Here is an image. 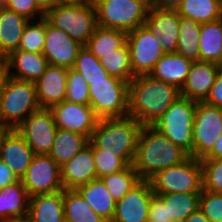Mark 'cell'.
I'll return each mask as SVG.
<instances>
[{"mask_svg":"<svg viewBox=\"0 0 222 222\" xmlns=\"http://www.w3.org/2000/svg\"><path fill=\"white\" fill-rule=\"evenodd\" d=\"M9 78V71L4 59H0V98L3 94L5 84Z\"/></svg>","mask_w":222,"mask_h":222,"instance_id":"48","label":"cell"},{"mask_svg":"<svg viewBox=\"0 0 222 222\" xmlns=\"http://www.w3.org/2000/svg\"><path fill=\"white\" fill-rule=\"evenodd\" d=\"M200 32V23L190 18L180 16L176 53L192 62L200 61Z\"/></svg>","mask_w":222,"mask_h":222,"instance_id":"30","label":"cell"},{"mask_svg":"<svg viewBox=\"0 0 222 222\" xmlns=\"http://www.w3.org/2000/svg\"><path fill=\"white\" fill-rule=\"evenodd\" d=\"M222 134V108L197 102L193 124V152L197 160L205 158Z\"/></svg>","mask_w":222,"mask_h":222,"instance_id":"10","label":"cell"},{"mask_svg":"<svg viewBox=\"0 0 222 222\" xmlns=\"http://www.w3.org/2000/svg\"><path fill=\"white\" fill-rule=\"evenodd\" d=\"M61 222H71V221L64 218Z\"/></svg>","mask_w":222,"mask_h":222,"instance_id":"58","label":"cell"},{"mask_svg":"<svg viewBox=\"0 0 222 222\" xmlns=\"http://www.w3.org/2000/svg\"><path fill=\"white\" fill-rule=\"evenodd\" d=\"M176 11L179 16L202 24L222 18V3L219 0H183Z\"/></svg>","mask_w":222,"mask_h":222,"instance_id":"33","label":"cell"},{"mask_svg":"<svg viewBox=\"0 0 222 222\" xmlns=\"http://www.w3.org/2000/svg\"><path fill=\"white\" fill-rule=\"evenodd\" d=\"M18 180L10 168L0 159V189Z\"/></svg>","mask_w":222,"mask_h":222,"instance_id":"46","label":"cell"},{"mask_svg":"<svg viewBox=\"0 0 222 222\" xmlns=\"http://www.w3.org/2000/svg\"><path fill=\"white\" fill-rule=\"evenodd\" d=\"M218 73L217 63L206 61L193 62L185 83L180 89V96L196 102H204Z\"/></svg>","mask_w":222,"mask_h":222,"instance_id":"21","label":"cell"},{"mask_svg":"<svg viewBox=\"0 0 222 222\" xmlns=\"http://www.w3.org/2000/svg\"><path fill=\"white\" fill-rule=\"evenodd\" d=\"M101 65L109 75L131 82L135 76L131 65L130 51L125 42L119 49L105 55L101 60Z\"/></svg>","mask_w":222,"mask_h":222,"instance_id":"35","label":"cell"},{"mask_svg":"<svg viewBox=\"0 0 222 222\" xmlns=\"http://www.w3.org/2000/svg\"><path fill=\"white\" fill-rule=\"evenodd\" d=\"M57 4H65V3H75L81 0H55Z\"/></svg>","mask_w":222,"mask_h":222,"instance_id":"54","label":"cell"},{"mask_svg":"<svg viewBox=\"0 0 222 222\" xmlns=\"http://www.w3.org/2000/svg\"><path fill=\"white\" fill-rule=\"evenodd\" d=\"M30 20L5 7H0V59L19 48L23 31Z\"/></svg>","mask_w":222,"mask_h":222,"instance_id":"23","label":"cell"},{"mask_svg":"<svg viewBox=\"0 0 222 222\" xmlns=\"http://www.w3.org/2000/svg\"><path fill=\"white\" fill-rule=\"evenodd\" d=\"M192 63L178 53H165L157 61L149 75L180 90L185 83Z\"/></svg>","mask_w":222,"mask_h":222,"instance_id":"24","label":"cell"},{"mask_svg":"<svg viewBox=\"0 0 222 222\" xmlns=\"http://www.w3.org/2000/svg\"><path fill=\"white\" fill-rule=\"evenodd\" d=\"M9 129L0 121V143L3 136L7 133Z\"/></svg>","mask_w":222,"mask_h":222,"instance_id":"53","label":"cell"},{"mask_svg":"<svg viewBox=\"0 0 222 222\" xmlns=\"http://www.w3.org/2000/svg\"><path fill=\"white\" fill-rule=\"evenodd\" d=\"M187 222H210L200 209L193 212L188 218Z\"/></svg>","mask_w":222,"mask_h":222,"instance_id":"51","label":"cell"},{"mask_svg":"<svg viewBox=\"0 0 222 222\" xmlns=\"http://www.w3.org/2000/svg\"><path fill=\"white\" fill-rule=\"evenodd\" d=\"M148 222H173L168 220L167 206H164V201L156 194H153L150 201Z\"/></svg>","mask_w":222,"mask_h":222,"instance_id":"44","label":"cell"},{"mask_svg":"<svg viewBox=\"0 0 222 222\" xmlns=\"http://www.w3.org/2000/svg\"><path fill=\"white\" fill-rule=\"evenodd\" d=\"M79 41L55 28L46 20L45 43L42 54L48 64L73 68L79 50L83 47Z\"/></svg>","mask_w":222,"mask_h":222,"instance_id":"16","label":"cell"},{"mask_svg":"<svg viewBox=\"0 0 222 222\" xmlns=\"http://www.w3.org/2000/svg\"><path fill=\"white\" fill-rule=\"evenodd\" d=\"M7 222H35L29 213L12 217Z\"/></svg>","mask_w":222,"mask_h":222,"instance_id":"52","label":"cell"},{"mask_svg":"<svg viewBox=\"0 0 222 222\" xmlns=\"http://www.w3.org/2000/svg\"><path fill=\"white\" fill-rule=\"evenodd\" d=\"M167 206L168 220L187 219L199 209L200 193H171L158 195Z\"/></svg>","mask_w":222,"mask_h":222,"instance_id":"34","label":"cell"},{"mask_svg":"<svg viewBox=\"0 0 222 222\" xmlns=\"http://www.w3.org/2000/svg\"><path fill=\"white\" fill-rule=\"evenodd\" d=\"M154 192L149 180H141L116 202L111 222H148L150 201Z\"/></svg>","mask_w":222,"mask_h":222,"instance_id":"15","label":"cell"},{"mask_svg":"<svg viewBox=\"0 0 222 222\" xmlns=\"http://www.w3.org/2000/svg\"><path fill=\"white\" fill-rule=\"evenodd\" d=\"M60 168L64 189H77L79 186L97 179L93 143L90 141L86 147Z\"/></svg>","mask_w":222,"mask_h":222,"instance_id":"18","label":"cell"},{"mask_svg":"<svg viewBox=\"0 0 222 222\" xmlns=\"http://www.w3.org/2000/svg\"><path fill=\"white\" fill-rule=\"evenodd\" d=\"M100 179L116 202L121 200L141 181L139 174L135 171L132 165Z\"/></svg>","mask_w":222,"mask_h":222,"instance_id":"36","label":"cell"},{"mask_svg":"<svg viewBox=\"0 0 222 222\" xmlns=\"http://www.w3.org/2000/svg\"><path fill=\"white\" fill-rule=\"evenodd\" d=\"M197 102L179 96L152 126L189 155L193 152V124Z\"/></svg>","mask_w":222,"mask_h":222,"instance_id":"7","label":"cell"},{"mask_svg":"<svg viewBox=\"0 0 222 222\" xmlns=\"http://www.w3.org/2000/svg\"><path fill=\"white\" fill-rule=\"evenodd\" d=\"M200 61L217 63L222 55V18L201 24Z\"/></svg>","mask_w":222,"mask_h":222,"instance_id":"29","label":"cell"},{"mask_svg":"<svg viewBox=\"0 0 222 222\" xmlns=\"http://www.w3.org/2000/svg\"><path fill=\"white\" fill-rule=\"evenodd\" d=\"M173 222H187V219H176Z\"/></svg>","mask_w":222,"mask_h":222,"instance_id":"56","label":"cell"},{"mask_svg":"<svg viewBox=\"0 0 222 222\" xmlns=\"http://www.w3.org/2000/svg\"><path fill=\"white\" fill-rule=\"evenodd\" d=\"M126 43L130 51L134 76L149 74L157 61L165 54L160 41L145 25L127 33Z\"/></svg>","mask_w":222,"mask_h":222,"instance_id":"11","label":"cell"},{"mask_svg":"<svg viewBox=\"0 0 222 222\" xmlns=\"http://www.w3.org/2000/svg\"><path fill=\"white\" fill-rule=\"evenodd\" d=\"M55 28L85 45L97 27L96 9L92 0L57 4L45 14Z\"/></svg>","mask_w":222,"mask_h":222,"instance_id":"4","label":"cell"},{"mask_svg":"<svg viewBox=\"0 0 222 222\" xmlns=\"http://www.w3.org/2000/svg\"><path fill=\"white\" fill-rule=\"evenodd\" d=\"M90 138L70 130L57 128L52 148L48 155L60 167L86 147Z\"/></svg>","mask_w":222,"mask_h":222,"instance_id":"26","label":"cell"},{"mask_svg":"<svg viewBox=\"0 0 222 222\" xmlns=\"http://www.w3.org/2000/svg\"><path fill=\"white\" fill-rule=\"evenodd\" d=\"M91 206L93 211L107 222L114 216L116 201L101 179H95L76 189Z\"/></svg>","mask_w":222,"mask_h":222,"instance_id":"28","label":"cell"},{"mask_svg":"<svg viewBox=\"0 0 222 222\" xmlns=\"http://www.w3.org/2000/svg\"><path fill=\"white\" fill-rule=\"evenodd\" d=\"M179 20L176 10L149 8L144 25L160 41L164 53H176Z\"/></svg>","mask_w":222,"mask_h":222,"instance_id":"17","label":"cell"},{"mask_svg":"<svg viewBox=\"0 0 222 222\" xmlns=\"http://www.w3.org/2000/svg\"><path fill=\"white\" fill-rule=\"evenodd\" d=\"M41 109L34 82L9 77L0 98V121L15 130L31 113Z\"/></svg>","mask_w":222,"mask_h":222,"instance_id":"5","label":"cell"},{"mask_svg":"<svg viewBox=\"0 0 222 222\" xmlns=\"http://www.w3.org/2000/svg\"><path fill=\"white\" fill-rule=\"evenodd\" d=\"M15 131L27 142L34 154H48L52 148L57 125L48 108L31 113Z\"/></svg>","mask_w":222,"mask_h":222,"instance_id":"12","label":"cell"},{"mask_svg":"<svg viewBox=\"0 0 222 222\" xmlns=\"http://www.w3.org/2000/svg\"><path fill=\"white\" fill-rule=\"evenodd\" d=\"M21 181L30 197L64 189L61 168L48 154H34Z\"/></svg>","mask_w":222,"mask_h":222,"instance_id":"13","label":"cell"},{"mask_svg":"<svg viewBox=\"0 0 222 222\" xmlns=\"http://www.w3.org/2000/svg\"><path fill=\"white\" fill-rule=\"evenodd\" d=\"M28 213L35 222H61L64 219L63 190L30 197Z\"/></svg>","mask_w":222,"mask_h":222,"instance_id":"25","label":"cell"},{"mask_svg":"<svg viewBox=\"0 0 222 222\" xmlns=\"http://www.w3.org/2000/svg\"><path fill=\"white\" fill-rule=\"evenodd\" d=\"M149 182L156 195L201 193L203 180L200 161L189 156L182 163L156 173Z\"/></svg>","mask_w":222,"mask_h":222,"instance_id":"8","label":"cell"},{"mask_svg":"<svg viewBox=\"0 0 222 222\" xmlns=\"http://www.w3.org/2000/svg\"><path fill=\"white\" fill-rule=\"evenodd\" d=\"M203 189L222 193V158L201 159Z\"/></svg>","mask_w":222,"mask_h":222,"instance_id":"40","label":"cell"},{"mask_svg":"<svg viewBox=\"0 0 222 222\" xmlns=\"http://www.w3.org/2000/svg\"><path fill=\"white\" fill-rule=\"evenodd\" d=\"M4 60L8 67L9 77L34 83L44 74L48 65L42 53L19 49L12 51ZM12 68H15L17 72L12 71Z\"/></svg>","mask_w":222,"mask_h":222,"instance_id":"22","label":"cell"},{"mask_svg":"<svg viewBox=\"0 0 222 222\" xmlns=\"http://www.w3.org/2000/svg\"><path fill=\"white\" fill-rule=\"evenodd\" d=\"M4 7L31 21L35 20L36 15L39 19L45 18V13L37 6L35 0H6Z\"/></svg>","mask_w":222,"mask_h":222,"instance_id":"43","label":"cell"},{"mask_svg":"<svg viewBox=\"0 0 222 222\" xmlns=\"http://www.w3.org/2000/svg\"><path fill=\"white\" fill-rule=\"evenodd\" d=\"M126 38L127 33L124 31L97 26L84 46L101 60L105 55L119 49L126 42Z\"/></svg>","mask_w":222,"mask_h":222,"instance_id":"31","label":"cell"},{"mask_svg":"<svg viewBox=\"0 0 222 222\" xmlns=\"http://www.w3.org/2000/svg\"><path fill=\"white\" fill-rule=\"evenodd\" d=\"M30 196L21 179L0 189V222L29 211Z\"/></svg>","mask_w":222,"mask_h":222,"instance_id":"27","label":"cell"},{"mask_svg":"<svg viewBox=\"0 0 222 222\" xmlns=\"http://www.w3.org/2000/svg\"><path fill=\"white\" fill-rule=\"evenodd\" d=\"M142 124L131 116L99 119L90 141L103 153L132 165Z\"/></svg>","mask_w":222,"mask_h":222,"instance_id":"3","label":"cell"},{"mask_svg":"<svg viewBox=\"0 0 222 222\" xmlns=\"http://www.w3.org/2000/svg\"><path fill=\"white\" fill-rule=\"evenodd\" d=\"M5 4H6V0H0V7H4Z\"/></svg>","mask_w":222,"mask_h":222,"instance_id":"57","label":"cell"},{"mask_svg":"<svg viewBox=\"0 0 222 222\" xmlns=\"http://www.w3.org/2000/svg\"><path fill=\"white\" fill-rule=\"evenodd\" d=\"M97 26L131 32L144 25L150 0H92Z\"/></svg>","mask_w":222,"mask_h":222,"instance_id":"6","label":"cell"},{"mask_svg":"<svg viewBox=\"0 0 222 222\" xmlns=\"http://www.w3.org/2000/svg\"><path fill=\"white\" fill-rule=\"evenodd\" d=\"M35 2L45 14L57 5L55 0H35Z\"/></svg>","mask_w":222,"mask_h":222,"instance_id":"50","label":"cell"},{"mask_svg":"<svg viewBox=\"0 0 222 222\" xmlns=\"http://www.w3.org/2000/svg\"><path fill=\"white\" fill-rule=\"evenodd\" d=\"M189 154L172 143L153 126H142L137 141L133 168L141 180H149L156 173L182 163Z\"/></svg>","mask_w":222,"mask_h":222,"instance_id":"2","label":"cell"},{"mask_svg":"<svg viewBox=\"0 0 222 222\" xmlns=\"http://www.w3.org/2000/svg\"><path fill=\"white\" fill-rule=\"evenodd\" d=\"M33 156L27 142L15 130L9 129L0 143V159L18 179L25 175Z\"/></svg>","mask_w":222,"mask_h":222,"instance_id":"19","label":"cell"},{"mask_svg":"<svg viewBox=\"0 0 222 222\" xmlns=\"http://www.w3.org/2000/svg\"><path fill=\"white\" fill-rule=\"evenodd\" d=\"M32 22L29 21L26 25L18 49L42 53L45 43L46 19H39L38 23Z\"/></svg>","mask_w":222,"mask_h":222,"instance_id":"38","label":"cell"},{"mask_svg":"<svg viewBox=\"0 0 222 222\" xmlns=\"http://www.w3.org/2000/svg\"><path fill=\"white\" fill-rule=\"evenodd\" d=\"M72 69L81 74L88 85L92 80L106 79L109 76L101 65L100 60L85 46L79 50Z\"/></svg>","mask_w":222,"mask_h":222,"instance_id":"37","label":"cell"},{"mask_svg":"<svg viewBox=\"0 0 222 222\" xmlns=\"http://www.w3.org/2000/svg\"><path fill=\"white\" fill-rule=\"evenodd\" d=\"M183 0H150L151 7L159 9L177 10Z\"/></svg>","mask_w":222,"mask_h":222,"instance_id":"47","label":"cell"},{"mask_svg":"<svg viewBox=\"0 0 222 222\" xmlns=\"http://www.w3.org/2000/svg\"><path fill=\"white\" fill-rule=\"evenodd\" d=\"M89 85L85 78L72 68L68 70L65 99L71 103L89 105Z\"/></svg>","mask_w":222,"mask_h":222,"instance_id":"39","label":"cell"},{"mask_svg":"<svg viewBox=\"0 0 222 222\" xmlns=\"http://www.w3.org/2000/svg\"><path fill=\"white\" fill-rule=\"evenodd\" d=\"M128 86V82L111 75L90 81L89 106L99 119L128 115Z\"/></svg>","mask_w":222,"mask_h":222,"instance_id":"9","label":"cell"},{"mask_svg":"<svg viewBox=\"0 0 222 222\" xmlns=\"http://www.w3.org/2000/svg\"><path fill=\"white\" fill-rule=\"evenodd\" d=\"M204 102L208 105L222 108V73L216 75L214 84Z\"/></svg>","mask_w":222,"mask_h":222,"instance_id":"45","label":"cell"},{"mask_svg":"<svg viewBox=\"0 0 222 222\" xmlns=\"http://www.w3.org/2000/svg\"><path fill=\"white\" fill-rule=\"evenodd\" d=\"M64 218L71 222H107L76 189H63Z\"/></svg>","mask_w":222,"mask_h":222,"instance_id":"32","label":"cell"},{"mask_svg":"<svg viewBox=\"0 0 222 222\" xmlns=\"http://www.w3.org/2000/svg\"><path fill=\"white\" fill-rule=\"evenodd\" d=\"M218 72L222 73V55L220 60L217 62Z\"/></svg>","mask_w":222,"mask_h":222,"instance_id":"55","label":"cell"},{"mask_svg":"<svg viewBox=\"0 0 222 222\" xmlns=\"http://www.w3.org/2000/svg\"><path fill=\"white\" fill-rule=\"evenodd\" d=\"M222 158V134L219 136V139L216 141L212 151L203 159H215Z\"/></svg>","mask_w":222,"mask_h":222,"instance_id":"49","label":"cell"},{"mask_svg":"<svg viewBox=\"0 0 222 222\" xmlns=\"http://www.w3.org/2000/svg\"><path fill=\"white\" fill-rule=\"evenodd\" d=\"M93 156L98 179L119 172L129 166L122 158L115 156V154L103 153V151L98 149L94 144Z\"/></svg>","mask_w":222,"mask_h":222,"instance_id":"41","label":"cell"},{"mask_svg":"<svg viewBox=\"0 0 222 222\" xmlns=\"http://www.w3.org/2000/svg\"><path fill=\"white\" fill-rule=\"evenodd\" d=\"M199 209L210 222H222V193L202 190Z\"/></svg>","mask_w":222,"mask_h":222,"instance_id":"42","label":"cell"},{"mask_svg":"<svg viewBox=\"0 0 222 222\" xmlns=\"http://www.w3.org/2000/svg\"><path fill=\"white\" fill-rule=\"evenodd\" d=\"M52 111L57 128L70 130L91 138L99 118L89 105L66 100L53 105Z\"/></svg>","mask_w":222,"mask_h":222,"instance_id":"14","label":"cell"},{"mask_svg":"<svg viewBox=\"0 0 222 222\" xmlns=\"http://www.w3.org/2000/svg\"><path fill=\"white\" fill-rule=\"evenodd\" d=\"M180 96L175 86L149 74L135 76L128 86V116L152 126Z\"/></svg>","mask_w":222,"mask_h":222,"instance_id":"1","label":"cell"},{"mask_svg":"<svg viewBox=\"0 0 222 222\" xmlns=\"http://www.w3.org/2000/svg\"><path fill=\"white\" fill-rule=\"evenodd\" d=\"M68 68L48 64L44 74L35 82L41 108L50 109L65 99Z\"/></svg>","mask_w":222,"mask_h":222,"instance_id":"20","label":"cell"}]
</instances>
